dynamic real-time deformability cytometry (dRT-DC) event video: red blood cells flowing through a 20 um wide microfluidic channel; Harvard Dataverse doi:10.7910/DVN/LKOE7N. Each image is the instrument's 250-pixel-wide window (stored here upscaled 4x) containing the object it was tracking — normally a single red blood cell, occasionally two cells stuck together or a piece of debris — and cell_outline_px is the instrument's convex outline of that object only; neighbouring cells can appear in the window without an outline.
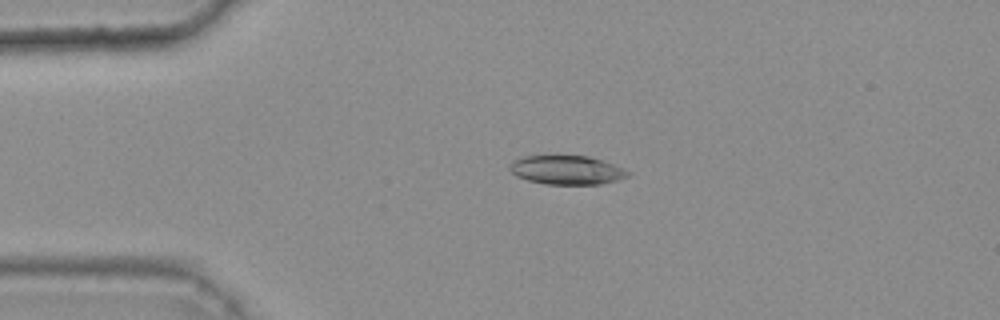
{"species": "common noctule bat (a hibernating species)", "species_latin": "Nyctalus noctula", "temperature_condition": "warm", "stored_images_in_passage": 37, "camera_frame_rate_fps": 3000, "um_per_image_px": 0.085, "animal": {"sex": "female", "body_mass_g": 25.1}, "frame": {"image": 1, "passage_image": 3, "time_ms": 0.667, "image_size_px": [1000, 320], "cell_outline_px": [[632, 172], [628, 176], [616, 180], [600, 184], [544, 184], [528, 180], [516, 176], [508, 168], [512, 160], [524, 156], [588, 156], [604, 160], [624, 168]], "centroid_in_image_um": [48.18, 14.45], "position_along_channel_um": 36.8, "area_um2": 20.0}}
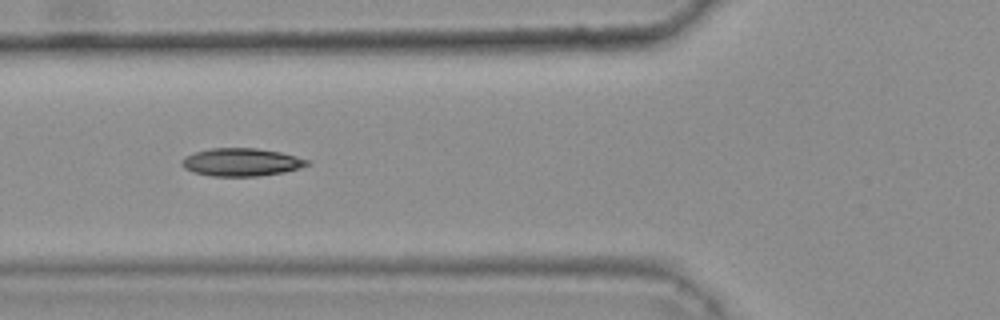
{"frame": {"image": 2, "passage_image": 11, "time_ms": 3.333, "image_size_px": [1000, 320], "cell_outline_px": [[312, 164], [300, 168], [284, 172], [260, 176], [212, 176], [192, 172], [184, 168], [180, 164], [180, 160], [184, 156], [196, 152], [212, 148], [256, 148], [280, 152], [312, 160]], "centroid_in_image_um": [20.54, 13.79], "position_along_channel_um": 105.3, "area_um2": 20.63}}
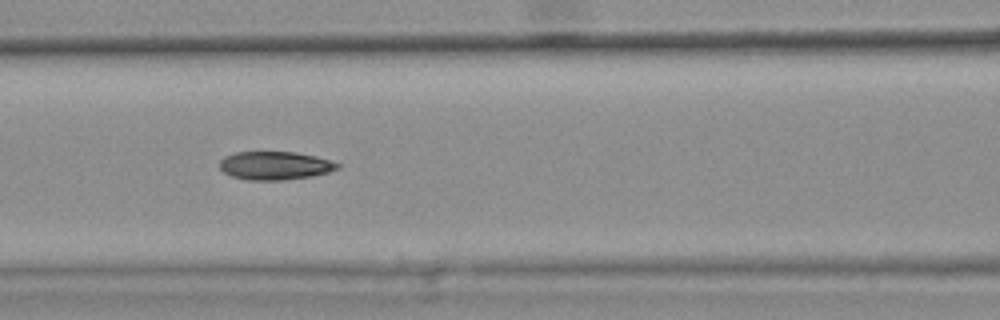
{"frame": {"image": 3, "passage_image": 14, "time_ms": 4.333, "image_size_px": [1000, 320], "cell_outline_px": [[340, 168], [328, 172], [312, 176], [280, 180], [248, 180], [232, 176], [224, 172], [220, 168], [220, 160], [224, 156], [236, 152], [296, 152], [316, 156], [340, 164]], "centroid_in_image_um": [23.36, 14.07], "position_along_channel_um": 143.2, "area_um2": 19.36}, "authors_computed_cell_mechanics": {"area_um2": 20.1144, "velocity_mm_per_s": 3.7738, "shape_relaxation_time_tau1_ms": 8.5599, "shape_relaxation_time_tau2_ms": 3.4564, "deformation_change_tau1": 0.2207, "deformation_change_tau2": 0.0791}}